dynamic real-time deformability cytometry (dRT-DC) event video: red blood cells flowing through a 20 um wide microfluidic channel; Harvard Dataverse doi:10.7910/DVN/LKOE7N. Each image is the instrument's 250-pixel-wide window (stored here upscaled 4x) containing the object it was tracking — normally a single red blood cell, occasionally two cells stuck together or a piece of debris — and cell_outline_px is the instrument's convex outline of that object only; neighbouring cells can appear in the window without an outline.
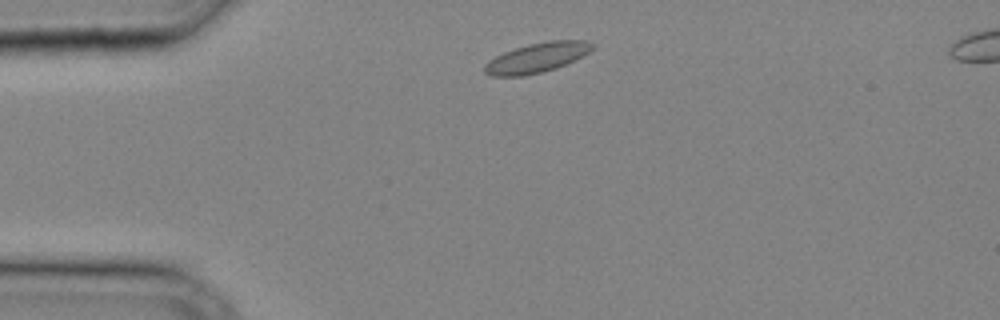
{"species": "common noctule bat (a hibernating species)", "species_latin": "Nyctalus noctula", "temperature_condition": "cold", "stored_images_in_passage": 25, "camera_frame_rate_fps": 3000, "um_per_image_px": 0.085, "animal": {"sex": "male", "body_mass_g": 20.4}, "frame": {"image": 1, "passage_image": 2, "time_ms": 0.333, "image_size_px": [1000, 320], "cell_outline_px": [[596, 44], [588, 52], [556, 68], [524, 76], [492, 76], [484, 72], [484, 64], [488, 60], [504, 52], [528, 44], [552, 40], [588, 40]], "centroid_in_image_um": [45.61, 4.89], "position_along_channel_um": 39.4, "area_um2": 18.44}}
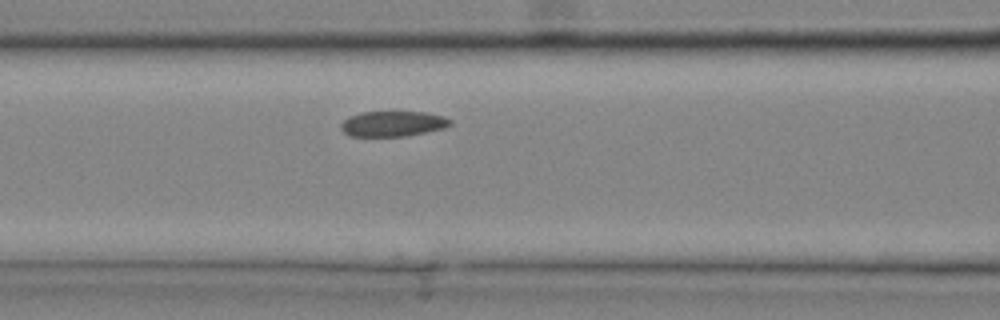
{"frame": {"image": 2, "passage_image": 9, "time_ms": 2.667, "image_size_px": [1000, 320], "cell_outline_px": [[452, 124], [444, 128], [404, 136], [348, 136], [340, 128], [340, 124], [348, 116], [364, 112], [424, 112], [444, 116], [452, 120]], "centroid_in_image_um": [33.38, 10.51], "position_along_channel_um": 133.2, "area_um2": 16.13}}
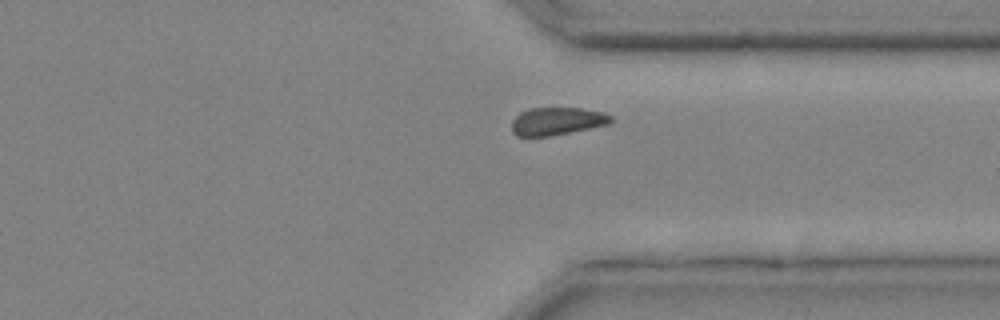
{"frame": {"image": 3, "passage_image": 22, "time_ms": 7.0, "image_size_px": [1000, 320], "cell_outline_px": [[612, 120], [608, 124], [548, 136], [516, 136], [512, 132], [512, 120], [520, 112], [528, 108], [580, 108], [604, 112], [612, 116]], "centroid_in_image_um": [47.31, 10.29], "position_along_channel_um": 364.1, "area_um2": 15.9}}